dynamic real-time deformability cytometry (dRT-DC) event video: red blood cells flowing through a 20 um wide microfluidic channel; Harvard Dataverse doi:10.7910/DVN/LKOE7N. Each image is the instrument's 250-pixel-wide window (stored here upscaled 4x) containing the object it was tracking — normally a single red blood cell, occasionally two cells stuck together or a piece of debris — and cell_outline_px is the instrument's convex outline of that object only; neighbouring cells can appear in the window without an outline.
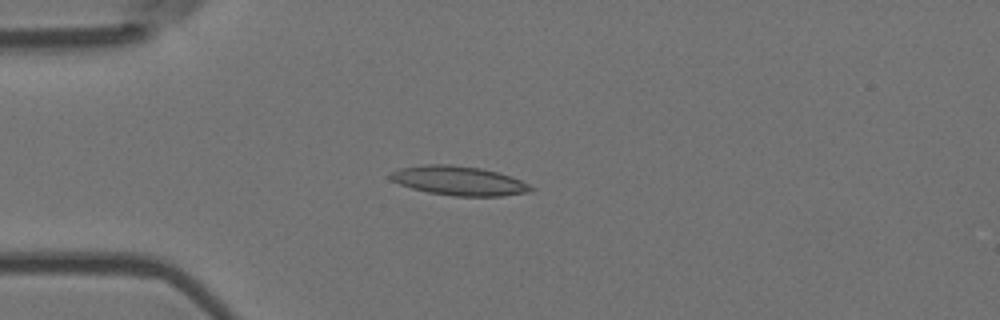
{"species": "Egyptian fruit bat (a non-hibernating species)", "species_latin": "Rousettus aegyptiacus", "temperature_condition": "room temperature", "stored_images_in_passage": 4, "camera_frame_rate_fps": 3000, "um_per_image_px": 0.085, "animal": {"sex": "female"}, "frame": {"image": 1, "passage_image": 4, "time_ms": 1.0, "image_size_px": [1000, 320], "cell_outline_px": [[536, 188], [532, 192], [504, 196], [452, 196], [428, 192], [412, 188], [400, 184], [392, 180], [388, 176], [388, 172], [400, 168], [428, 164], [448, 164], [480, 168], [512, 176]], "centroid_in_image_um": [39.02, 15.37], "position_along_channel_um": 46.0, "area_um2": 24.04}}